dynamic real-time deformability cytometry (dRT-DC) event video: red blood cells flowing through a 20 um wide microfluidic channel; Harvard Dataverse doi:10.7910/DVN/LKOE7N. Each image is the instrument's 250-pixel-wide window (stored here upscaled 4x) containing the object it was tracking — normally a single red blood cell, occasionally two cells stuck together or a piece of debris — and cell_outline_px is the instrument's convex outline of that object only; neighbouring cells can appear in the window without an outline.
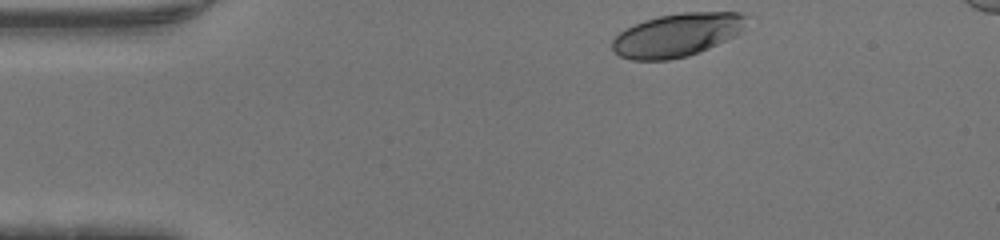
{"species": "human", "species_latin": "Homo sapiens", "temperature_condition": "warm", "stored_images_in_passage": 36, "camera_frame_rate_fps": 3000, "um_per_image_px": 0.085, "donor": {"sex": "male"}, "frame": {"image": 1, "passage_image": 1, "time_ms": 0.0, "image_size_px": [1000, 240], "cell_outline_px": [[748, 16], [744, 32], [736, 36], [700, 52], [688, 56], [668, 60], [632, 60], [620, 56], [612, 48], [612, 40], [620, 32], [644, 20], [660, 16], [684, 12], [740, 12]], "centroid_in_image_um": [57.62, 2.97], "position_along_channel_um": 27.4, "area_um2": 34.04}}
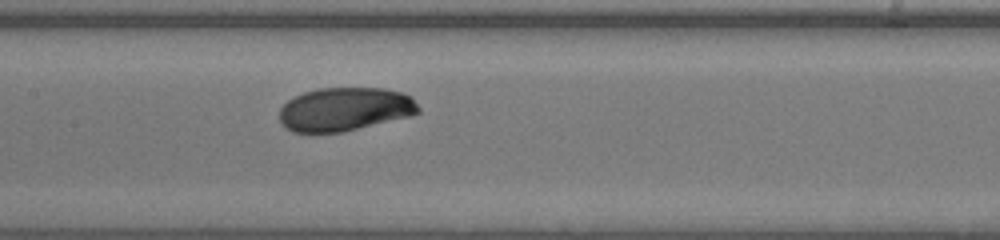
{"frame": {"image": 2, "passage_image": 16, "time_ms": 5.0, "image_size_px": [1000, 240], "cell_outline_px": [[420, 112], [408, 116], [344, 132], [292, 132], [284, 128], [280, 124], [280, 108], [288, 100], [304, 92], [320, 88], [384, 88], [400, 92], [412, 96], [420, 108]], "centroid_in_image_um": [29.3, 9.28], "position_along_channel_um": 178.1, "area_um2": 35.32}}
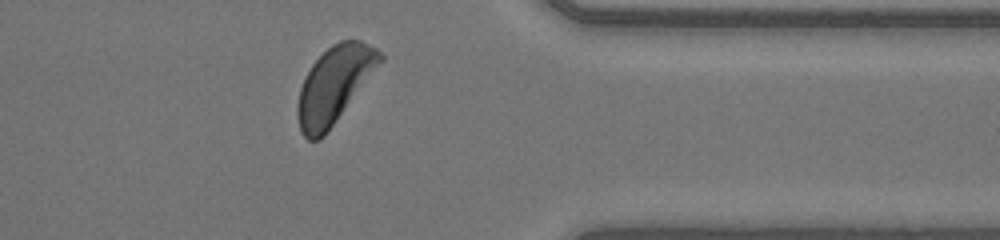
{"frame": {"image": 3, "passage_image": 31, "time_ms": 10.0, "image_size_px": [1000, 240], "cell_outline_px": [[384, 60], [324, 136], [320, 140], [308, 140], [300, 132], [296, 112], [296, 108], [300, 88], [312, 64], [332, 44], [340, 40], [360, 40], [376, 48], [384, 56]], "centroid_in_image_um": [28.41, 7.22], "position_along_channel_um": 383.0, "area_um2": 36.47}}